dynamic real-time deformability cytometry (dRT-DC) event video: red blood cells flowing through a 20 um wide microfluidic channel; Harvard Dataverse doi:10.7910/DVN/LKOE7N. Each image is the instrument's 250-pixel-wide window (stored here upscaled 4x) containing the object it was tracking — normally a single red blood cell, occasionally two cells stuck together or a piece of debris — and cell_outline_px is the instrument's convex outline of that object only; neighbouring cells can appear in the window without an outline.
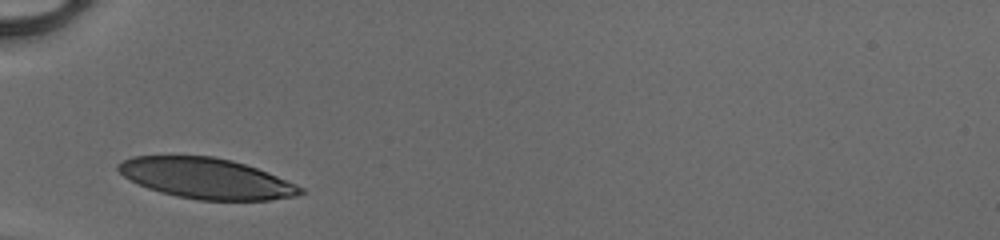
{"species": "human", "species_latin": "Homo sapiens", "temperature_condition": "cold", "stored_images_in_passage": 25, "camera_frame_rate_fps": 3000, "um_per_image_px": 0.085, "donor": {"sex": "male"}, "frame": {"image": 1, "passage_image": 1, "time_ms": 0.0, "image_size_px": [1000, 240], "cell_outline_px": [[304, 192], [296, 196], [268, 200], [196, 200], [176, 196], [160, 192], [148, 188], [124, 176], [116, 168], [116, 164], [132, 156], [212, 156], [232, 160], [268, 172], [296, 184], [304, 188]], "centroid_in_image_um": [17.54, 15.16], "position_along_channel_um": 67.5, "area_um2": 42.89}}
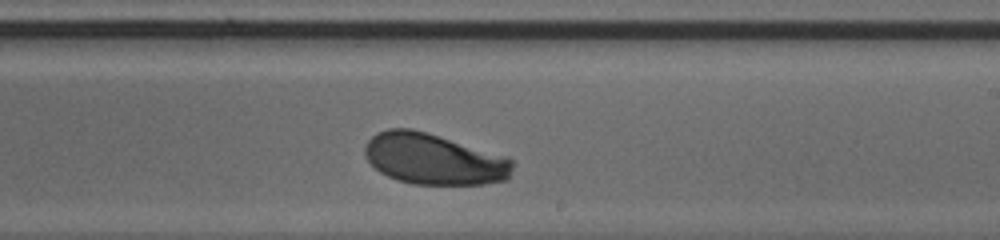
{"frame": {"image": 2, "passage_image": 15, "time_ms": 4.667, "image_size_px": [1000, 240], "cell_outline_px": [[512, 168], [508, 180], [484, 184], [412, 184], [396, 180], [380, 172], [368, 160], [364, 152], [364, 148], [368, 140], [376, 132], [388, 128], [412, 128], [508, 156], [512, 160]], "centroid_in_image_um": [36.87, 13.52], "position_along_channel_um": 252.1, "area_um2": 44.04}}
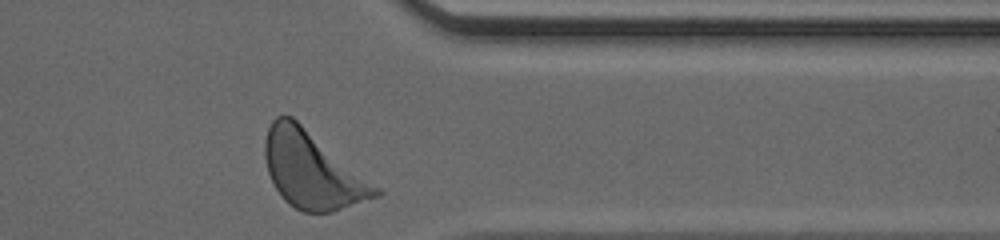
{"frame": {"image": 3, "passage_image": 25, "time_ms": 8.0, "image_size_px": [1000, 240], "cell_outline_px": [[380, 196], [332, 212], [304, 212], [288, 204], [284, 200], [276, 188], [268, 172], [264, 156], [264, 140], [268, 128], [272, 120], [276, 116], [292, 116], [380, 188]], "centroid_in_image_um": [26.52, 14.46], "position_along_channel_um": 384.9, "area_um2": 48.96}, "authors_computed_cell_mechanics": {"area_um2": 44.3326, "velocity_mm_per_s": 4.085, "shape_relaxation_time_tau1_ms": 2.3685, "shape_relaxation_time_tau2_ms": null, "deformation_change_tau1": 0.1354, "deformation_change_tau2": null}}